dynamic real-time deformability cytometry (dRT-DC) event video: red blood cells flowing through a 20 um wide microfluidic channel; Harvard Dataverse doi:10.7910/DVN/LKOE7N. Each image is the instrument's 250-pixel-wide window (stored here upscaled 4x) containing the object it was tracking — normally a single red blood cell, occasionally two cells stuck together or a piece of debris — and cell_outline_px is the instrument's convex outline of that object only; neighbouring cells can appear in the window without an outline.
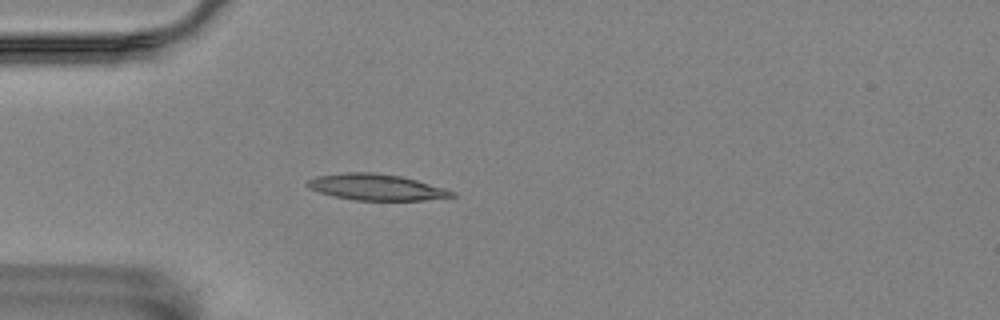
{"species": "Egyptian fruit bat (a non-hibernating species)", "species_latin": "Rousettus aegyptiacus", "temperature_condition": "room temperature", "stored_images_in_passage": 4, "camera_frame_rate_fps": 3000, "um_per_image_px": 0.085, "animal": {"sex": "female"}, "frame": {"image": 1, "passage_image": 4, "time_ms": 1.0, "image_size_px": [1000, 320], "cell_outline_px": [[456, 196], [424, 200], [356, 200], [332, 196], [308, 188], [304, 184], [308, 180], [316, 176], [344, 172], [372, 172], [400, 176], [416, 180], [444, 188], [456, 192]], "centroid_in_image_um": [31.94, 15.9], "position_along_channel_um": 53.1, "area_um2": 22.02}}